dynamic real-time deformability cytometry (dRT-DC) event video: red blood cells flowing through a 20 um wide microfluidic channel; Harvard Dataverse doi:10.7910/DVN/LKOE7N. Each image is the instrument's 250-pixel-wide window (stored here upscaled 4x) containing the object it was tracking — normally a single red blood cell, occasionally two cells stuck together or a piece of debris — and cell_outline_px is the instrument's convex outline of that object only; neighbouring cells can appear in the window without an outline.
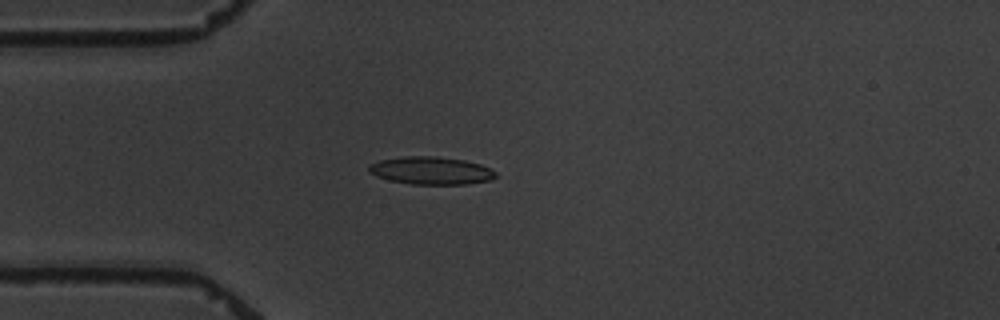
{"species": "common noctule bat (a hibernating species)", "species_latin": "Nyctalus noctula", "temperature_condition": "warm", "stored_images_in_passage": 11, "camera_frame_rate_fps": 3000, "um_per_image_px": 0.085, "animal": {"sex": "male", "body_mass_g": 19.5, "forearm_length_mm": 54.6}, "frame": {"image": 1, "passage_image": 4, "time_ms": 4.333, "image_size_px": [1000, 320], "cell_outline_px": [[496, 176], [492, 180], [468, 184], [412, 184], [388, 180], [376, 176], [368, 172], [368, 168], [372, 164], [380, 160], [404, 156], [436, 156], [464, 160], [480, 164], [496, 172]], "centroid_in_image_um": [36.64, 14.5], "position_along_channel_um": 48.4, "area_um2": 20.46}}
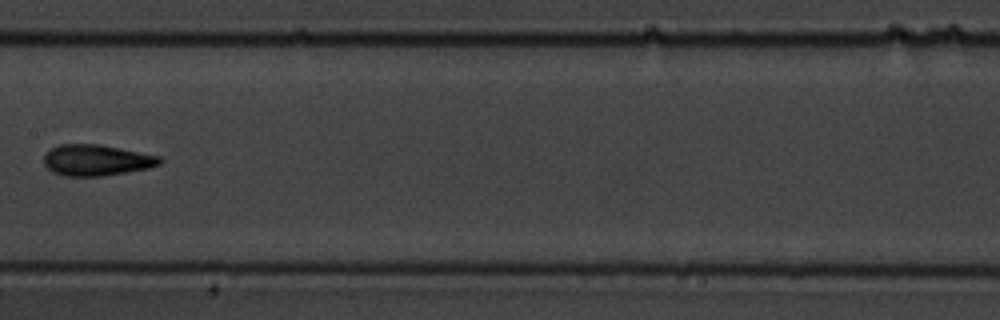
{"frame": {"image": 2, "passage_image": 8, "time_ms": 9.0, "image_size_px": [1000, 320], "cell_outline_px": [[164, 160], [160, 164], [148, 168], [100, 176], [64, 176], [52, 172], [44, 164], [44, 156], [52, 148], [60, 144], [100, 144], [160, 156]], "centroid_in_image_um": [8.2, 13.61], "position_along_channel_um": 199.2, "area_um2": 20.87}}
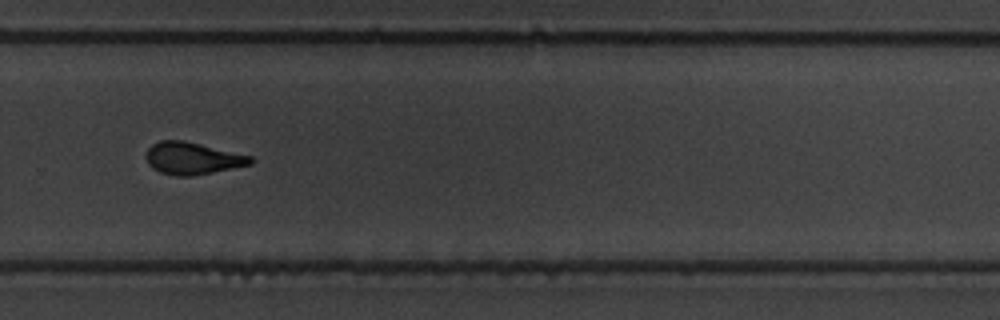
{"frame": {"image": 3, "passage_image": 11, "time_ms": 12.333, "image_size_px": [1000, 320], "cell_outline_px": [[256, 160], [252, 164], [212, 172], [188, 176], [180, 176], [160, 172], [152, 168], [148, 164], [144, 156], [148, 148], [152, 144], [160, 140], [184, 140], [252, 156]], "centroid_in_image_um": [16.34, 13.44], "position_along_channel_um": 313.5, "area_um2": 19.59}}